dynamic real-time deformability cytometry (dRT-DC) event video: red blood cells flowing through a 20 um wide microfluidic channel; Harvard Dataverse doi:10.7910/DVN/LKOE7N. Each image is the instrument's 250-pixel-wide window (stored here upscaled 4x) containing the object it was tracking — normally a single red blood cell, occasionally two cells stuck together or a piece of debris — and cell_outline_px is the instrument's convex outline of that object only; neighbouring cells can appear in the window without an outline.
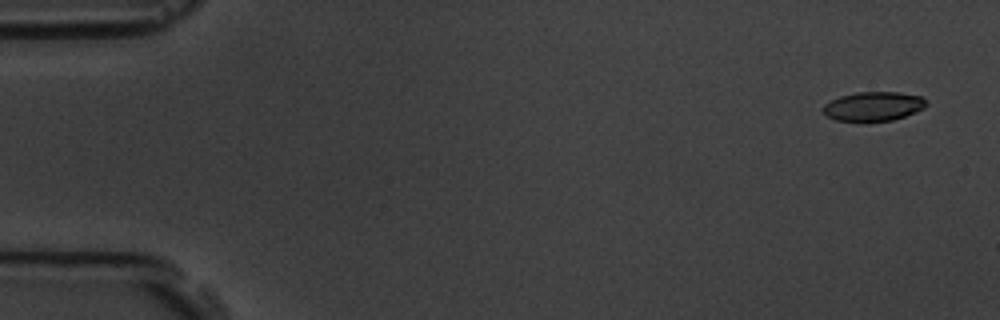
{"species": "common noctule bat (a hibernating species)", "species_latin": "Nyctalus noctula", "temperature_condition": "room temperature", "stored_images_in_passage": 5, "camera_frame_rate_fps": 3000, "um_per_image_px": 0.085, "animal": {"sex": "male", "body_mass_g": 19.5, "forearm_length_mm": 54.6}, "frame": {"image": 1, "passage_image": 1, "time_ms": 0.0, "image_size_px": [1000, 320], "cell_outline_px": [[928, 104], [924, 108], [904, 116], [892, 120], [836, 120], [828, 116], [820, 108], [824, 104], [840, 96], [856, 92], [900, 92], [924, 96]], "centroid_in_image_um": [74.27, 9.01], "position_along_channel_um": 10.7, "area_um2": 17.4}}